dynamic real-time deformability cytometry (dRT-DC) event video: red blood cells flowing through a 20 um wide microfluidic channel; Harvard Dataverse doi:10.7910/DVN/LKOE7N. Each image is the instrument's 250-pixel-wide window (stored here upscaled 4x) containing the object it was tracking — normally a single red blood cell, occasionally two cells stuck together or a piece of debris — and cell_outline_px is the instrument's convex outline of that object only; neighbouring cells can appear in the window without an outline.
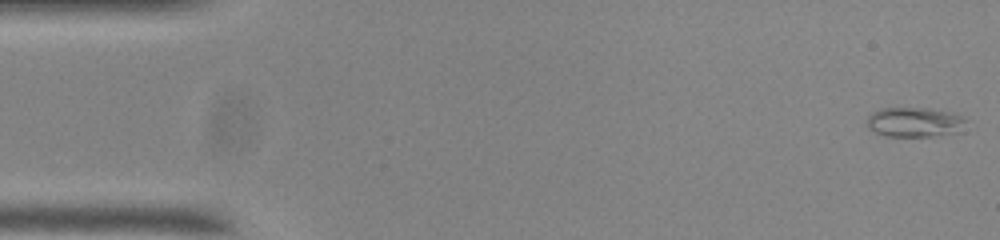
{"species": "common noctule bat (a hibernating species)", "species_latin": "Nyctalus noctula", "temperature_condition": "room temperature", "stored_images_in_passage": 7, "camera_frame_rate_fps": 3000, "um_per_image_px": 0.085, "animal": {"sex": "male", "body_mass_g": 20.0, "forearm_length_mm": 53.3}, "frame": {"image": 1, "passage_image": 1, "time_ms": 0.0, "image_size_px": [1000, 240], "cell_outline_px": [[968, 120], [956, 132], [932, 136], [884, 136], [868, 128], [868, 116], [872, 112], [880, 108], [928, 108], [948, 112], [960, 116]], "centroid_in_image_um": [77.69, 10.37], "position_along_channel_um": 7.3, "area_um2": 16.88}}